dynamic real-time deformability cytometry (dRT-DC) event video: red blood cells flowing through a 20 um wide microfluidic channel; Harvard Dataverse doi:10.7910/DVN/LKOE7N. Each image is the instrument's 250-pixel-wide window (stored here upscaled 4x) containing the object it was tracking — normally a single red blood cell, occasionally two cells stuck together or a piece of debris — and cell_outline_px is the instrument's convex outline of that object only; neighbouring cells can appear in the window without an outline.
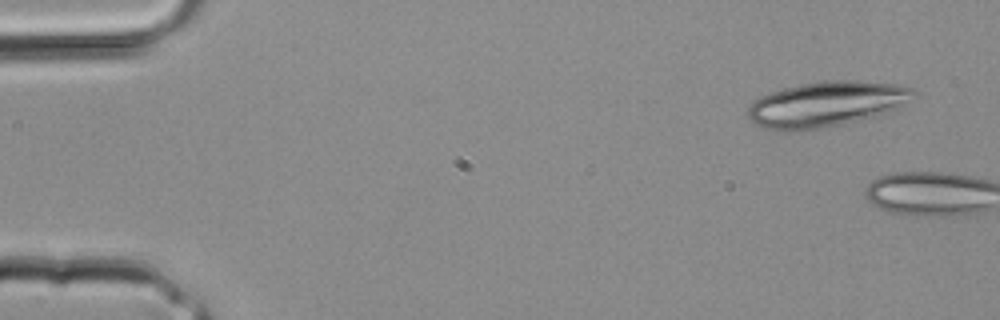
{"species": "common noctule bat (a hibernating species)", "species_latin": "Nyctalus noctula", "temperature_condition": "room temperature", "stored_images_in_passage": 4, "segment_of_instrument_passage": [1, 2], "camera_frame_rate_fps": 3000, "um_per_image_px": 0.085, "animal": {"sex": "male", "body_mass_g": 20.4}, "frame": {"image": 1, "passage_image": 1, "time_ms": 0.0, "image_size_px": [1000, 320], "cell_outline_px": [[920, 92], [892, 112], [876, 116], [840, 124], [820, 128], [788, 132], [764, 128], [748, 120], [748, 104], [752, 100], [760, 96], [784, 88], [800, 84], [824, 80], [856, 80], [896, 84], [916, 88]], "centroid_in_image_um": [70.25, 8.84], "position_along_channel_um": 14.8, "area_um2": 44.22}}